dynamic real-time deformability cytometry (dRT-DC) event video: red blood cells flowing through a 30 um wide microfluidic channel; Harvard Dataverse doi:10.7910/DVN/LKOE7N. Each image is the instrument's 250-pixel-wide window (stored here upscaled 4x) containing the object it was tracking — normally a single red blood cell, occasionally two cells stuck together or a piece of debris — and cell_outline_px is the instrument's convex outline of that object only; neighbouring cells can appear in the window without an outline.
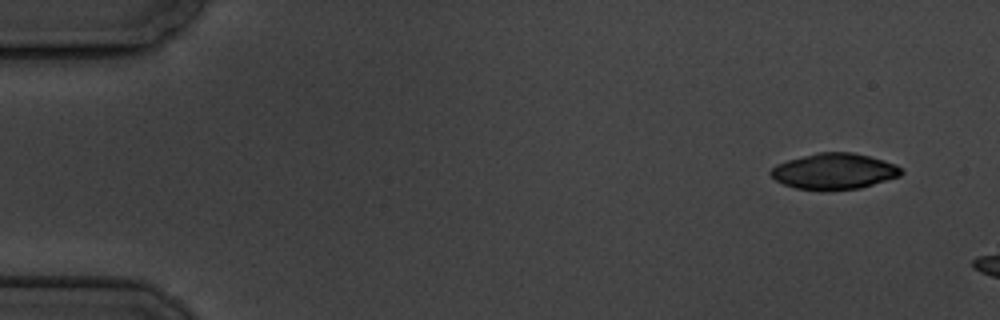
{"species": "common noctule bat (a hibernating species)", "species_latin": "Nyctalus noctula", "temperature_condition": "cold", "stored_images_in_passage": 3, "camera_frame_rate_fps": 3000, "um_per_image_px": 0.085, "animal": {"sex": "male", "body_mass_g": 19.5, "forearm_length_mm": 54.6}, "frame": {"image": 1, "passage_image": 1, "time_ms": 0.0, "image_size_px": [1000, 320], "cell_outline_px": [[904, 172], [900, 176], [860, 188], [824, 192], [820, 192], [796, 188], [784, 184], [776, 180], [768, 172], [776, 164], [788, 160], [820, 152], [852, 152], [884, 160], [896, 164], [904, 168]], "centroid_in_image_um": [70.92, 14.58], "position_along_channel_um": 14.1, "area_um2": 27.69}}